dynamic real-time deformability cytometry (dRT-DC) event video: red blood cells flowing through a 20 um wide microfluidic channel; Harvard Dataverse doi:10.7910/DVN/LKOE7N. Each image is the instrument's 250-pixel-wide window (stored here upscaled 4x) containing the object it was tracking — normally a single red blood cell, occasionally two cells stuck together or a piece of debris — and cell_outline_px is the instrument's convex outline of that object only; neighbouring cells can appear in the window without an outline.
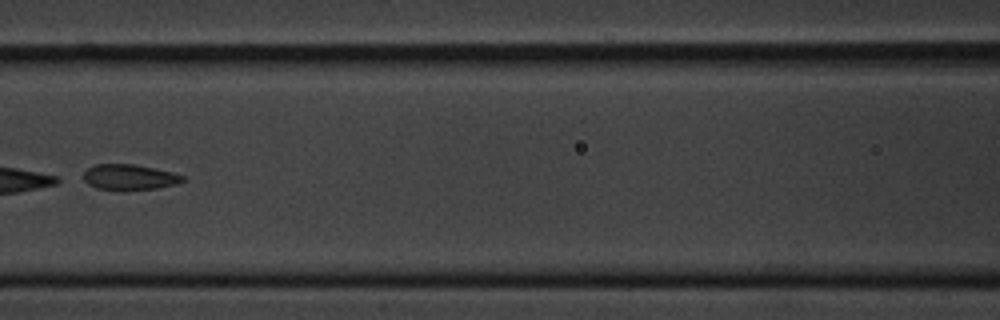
{"species": "common noctule bat (a hibernating species)", "species_latin": "Nyctalus noctula", "temperature_condition": "cold", "stored_images_in_passage": 7, "camera_frame_rate_fps": 3000, "um_per_image_px": 0.085, "animal": {"sex": "male", "body_mass_g": 20.1, "forearm_length_mm": 53.5}, "frame": {"image": 1, "passage_image": 3, "time_ms": 2.333, "image_size_px": [1000, 320], "cell_outline_px": [[188, 180], [176, 184], [160, 188], [124, 192], [96, 188], [88, 184], [84, 180], [84, 172], [88, 168], [96, 164], [132, 164], [172, 172], [188, 176]], "centroid_in_image_um": [11.06, 15.09], "position_along_channel_um": 155.5, "area_um2": 15.32}}
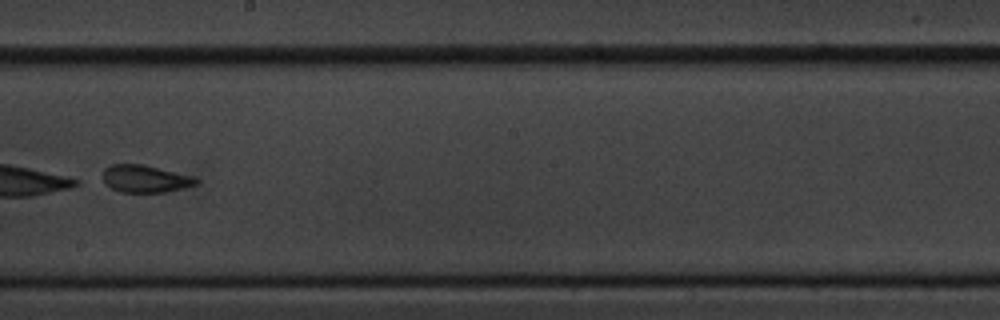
{"frame": {"image": 2, "passage_image": 5, "time_ms": 4.667, "image_size_px": [1000, 320], "cell_outline_px": [[200, 184], [168, 192], [120, 192], [104, 184], [104, 168], [112, 164], [144, 164], [192, 176], [200, 180]], "centroid_in_image_um": [12.38, 15.2], "position_along_channel_um": 235.8, "area_um2": 15.03}}
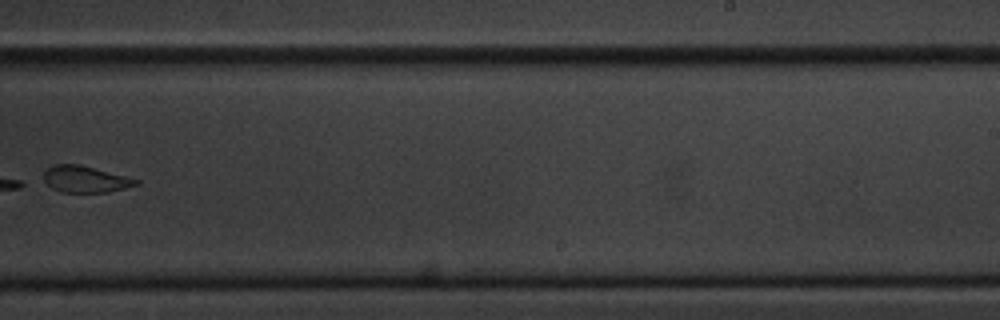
{"frame": {"image": 3, "passage_image": 6, "time_ms": 6.0, "image_size_px": [1000, 320], "cell_outline_px": [[140, 184], [108, 192], [60, 192], [52, 188], [44, 180], [44, 172], [52, 164], [80, 164], [140, 180]], "centroid_in_image_um": [7.25, 15.23], "position_along_channel_um": 281.8, "area_um2": 14.22}}